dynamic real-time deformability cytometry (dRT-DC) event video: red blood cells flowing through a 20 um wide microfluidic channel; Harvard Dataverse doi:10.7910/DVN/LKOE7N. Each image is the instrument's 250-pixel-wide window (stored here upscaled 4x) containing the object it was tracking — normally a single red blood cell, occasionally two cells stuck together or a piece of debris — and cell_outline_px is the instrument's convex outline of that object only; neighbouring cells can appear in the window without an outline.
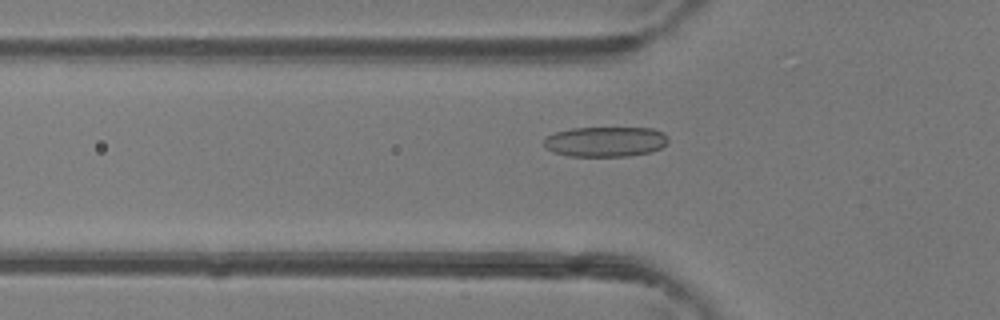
{"species": "common noctule bat (a hibernating species)", "species_latin": "Nyctalus noctula", "temperature_condition": "room temperature", "stored_images_in_passage": 33, "camera_frame_rate_fps": 3000, "um_per_image_px": 0.085, "animal": {"sex": "female"}, "frame": {"image": 1, "passage_image": 2, "time_ms": 0.333, "image_size_px": [1000, 320], "cell_outline_px": [[668, 140], [660, 148], [652, 152], [628, 156], [568, 156], [552, 152], [544, 148], [544, 140], [548, 136], [556, 132], [572, 128], [652, 128], [664, 132]], "centroid_in_image_um": [51.45, 12.04], "position_along_channel_um": 74.4, "area_um2": 21.85}}
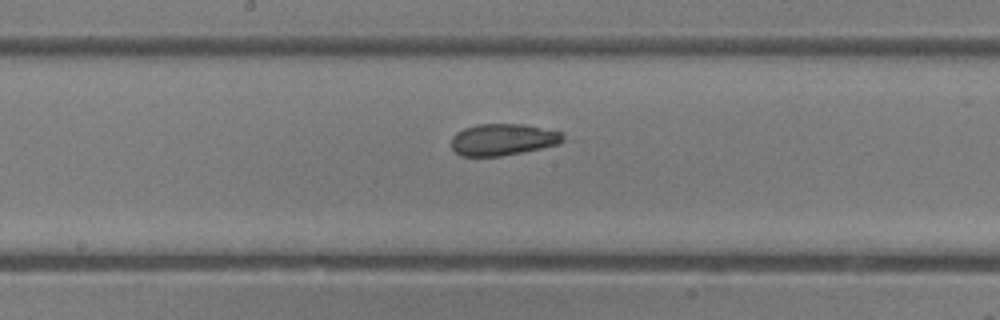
{"frame": {"image": 2, "passage_image": 11, "time_ms": 3.333, "image_size_px": [1000, 320], "cell_outline_px": [[564, 140], [556, 144], [540, 148], [500, 156], [460, 156], [452, 148], [452, 136], [456, 132], [464, 128], [476, 124], [524, 124], [564, 132]], "centroid_in_image_um": [42.73, 11.85], "position_along_channel_um": 205.5, "area_um2": 20.58}}
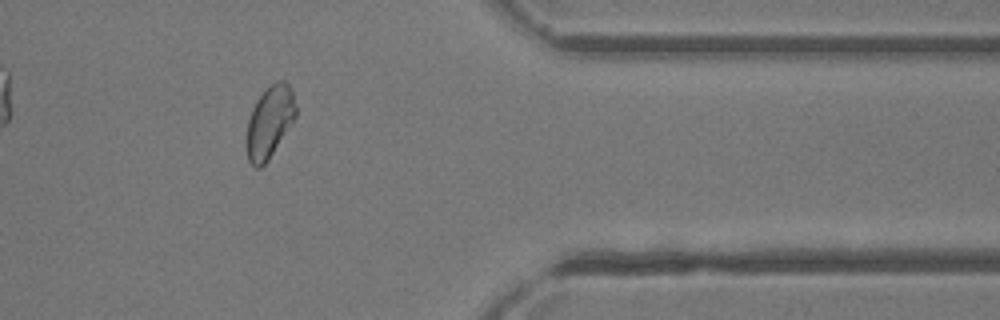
{"frame": {"image": 3, "passage_image": 25, "time_ms": 8.0, "image_size_px": [1000, 320], "cell_outline_px": [[296, 116], [268, 160], [260, 168], [256, 168], [248, 160], [248, 120], [252, 108], [256, 100], [276, 80], [284, 80], [292, 88], [296, 108]], "centroid_in_image_um": [22.94, 10.33], "position_along_channel_um": 388.5, "area_um2": 20.11}, "authors_computed_cell_mechanics": {"area_um2": 20.808, "velocity_mm_per_s": 4.3422, "shape_relaxation_time_tau1_ms": 5.3049, "shape_relaxation_time_tau2_ms": 1.7646, "deformation_change_tau1": 0.0991, "deformation_change_tau2": 0.077}}